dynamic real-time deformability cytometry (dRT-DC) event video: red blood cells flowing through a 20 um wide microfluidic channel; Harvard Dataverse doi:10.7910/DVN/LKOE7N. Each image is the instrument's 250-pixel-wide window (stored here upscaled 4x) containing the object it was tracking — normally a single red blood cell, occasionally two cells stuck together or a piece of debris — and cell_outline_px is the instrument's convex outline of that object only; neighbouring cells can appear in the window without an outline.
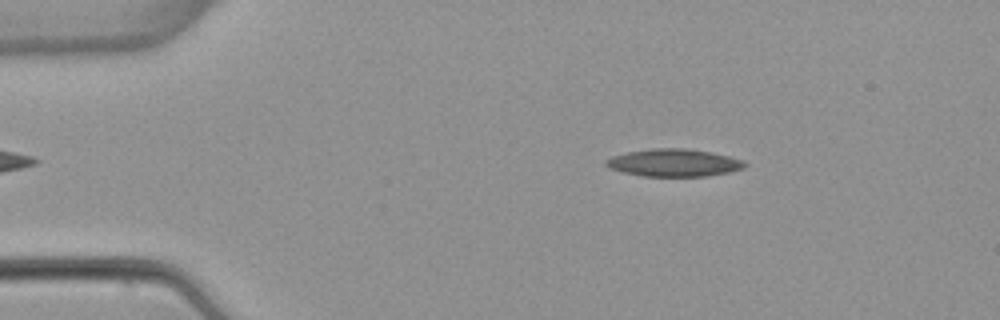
{"species": "common noctule bat (a hibernating species)", "species_latin": "Nyctalus noctula", "temperature_condition": "warm", "stored_images_in_passage": 6, "camera_frame_rate_fps": 3000, "um_per_image_px": 0.085, "animal": {"sex": "female", "body_mass_g": 22.7, "forearm_length_mm": 54.2}, "frame": {"image": 1, "passage_image": 2, "time_ms": 1.333, "image_size_px": [1000, 320], "cell_outline_px": [[748, 164], [744, 168], [728, 172], [708, 176], [644, 176], [624, 172], [608, 168], [604, 164], [604, 160], [612, 156], [628, 152], [652, 148], [688, 148], [712, 152], [744, 160]], "centroid_in_image_um": [57.28, 13.83], "position_along_channel_um": 27.7, "area_um2": 22.37}}
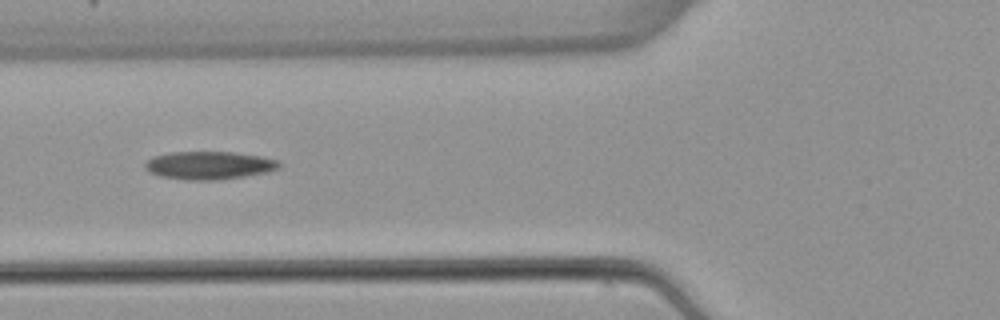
{"frame": {"image": 2, "passage_image": 5, "time_ms": 5.0, "image_size_px": [1000, 320], "cell_outline_px": [[280, 168], [268, 172], [244, 176], [216, 180], [188, 180], [160, 176], [148, 172], [144, 168], [144, 160], [152, 156], [168, 152], [236, 152], [260, 156], [280, 160]], "centroid_in_image_um": [17.74, 14.04], "position_along_channel_um": 108.1, "area_um2": 22.2}}
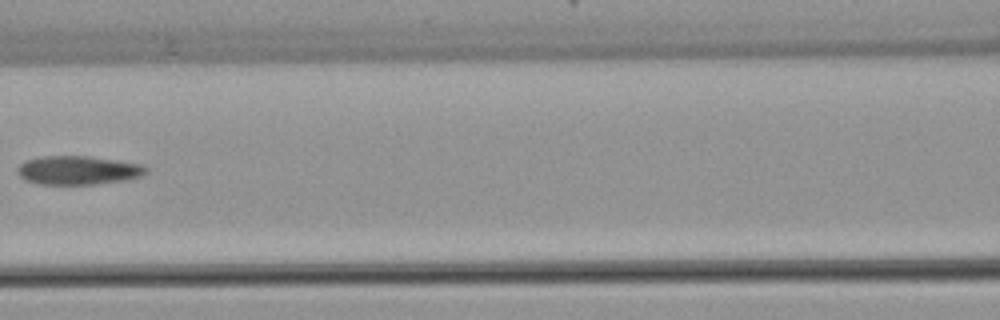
{"frame": {"image": 3, "passage_image": 6, "time_ms": 6.333, "image_size_px": [1000, 320], "cell_outline_px": [[148, 172], [144, 176], [128, 180], [96, 184], [36, 184], [24, 180], [16, 172], [16, 168], [24, 160], [44, 156], [88, 156], [116, 160], [140, 164], [148, 168]], "centroid_in_image_um": [6.64, 14.48], "position_along_channel_um": 160.0, "area_um2": 21.85}}